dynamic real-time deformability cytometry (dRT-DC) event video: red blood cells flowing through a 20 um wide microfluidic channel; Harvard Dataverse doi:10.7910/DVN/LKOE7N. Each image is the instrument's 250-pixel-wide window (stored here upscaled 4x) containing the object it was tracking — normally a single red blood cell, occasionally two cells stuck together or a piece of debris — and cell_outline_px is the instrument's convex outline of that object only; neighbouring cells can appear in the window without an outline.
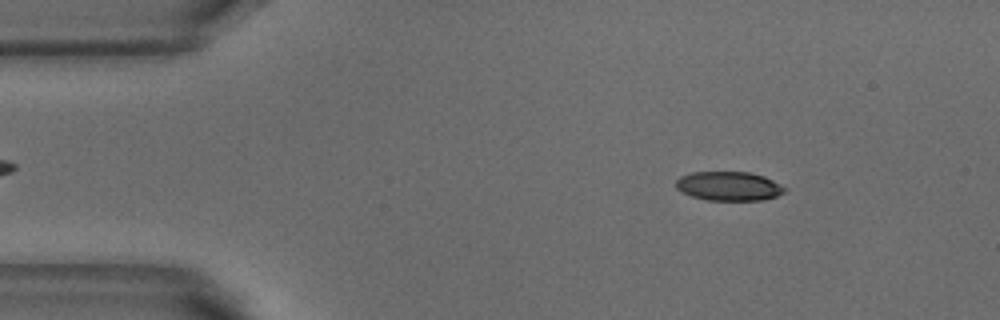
{"species": "common noctule bat (a hibernating species)", "species_latin": "Nyctalus noctula", "temperature_condition": "warm", "stored_images_in_passage": 3, "camera_frame_rate_fps": 3000, "um_per_image_px": 0.085, "animal": {"sex": "male", "body_mass_g": 18.8}, "frame": {"image": 1, "passage_image": 1, "time_ms": 0.0, "image_size_px": [1000, 320], "cell_outline_px": [[788, 188], [784, 192], [776, 196], [764, 200], [708, 200], [692, 196], [680, 192], [676, 188], [676, 180], [680, 176], [692, 172], [748, 172], [764, 176]], "centroid_in_image_um": [61.94, 15.82], "position_along_channel_um": 23.1, "area_um2": 18.5}}